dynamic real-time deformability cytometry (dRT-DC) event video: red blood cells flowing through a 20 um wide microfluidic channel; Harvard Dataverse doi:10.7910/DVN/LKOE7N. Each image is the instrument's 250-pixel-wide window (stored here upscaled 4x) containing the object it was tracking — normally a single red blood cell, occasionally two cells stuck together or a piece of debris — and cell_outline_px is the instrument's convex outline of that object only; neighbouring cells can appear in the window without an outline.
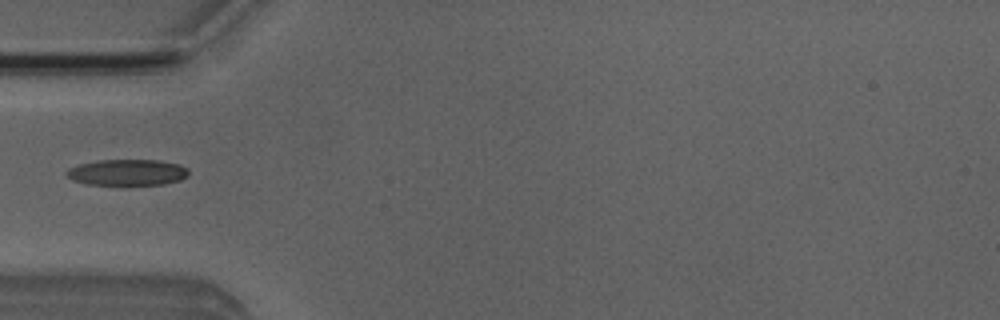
{"species": "Egyptian fruit bat (a non-hibernating species)", "species_latin": "Rousettus aegyptiacus", "temperature_condition": "room temperature", "stored_images_in_passage": 1, "camera_frame_rate_fps": 3000, "um_per_image_px": 0.085, "animal": {"sex": "male"}, "frame": {"image": 1, "passage_image": 1, "time_ms": 0.0, "image_size_px": [1000, 320], "cell_outline_px": [[188, 176], [180, 180], [164, 184], [120, 188], [84, 184], [72, 180], [64, 176], [64, 172], [68, 168], [80, 164], [100, 160], [160, 160], [180, 164], [188, 168]], "centroid_in_image_um": [10.78, 14.71], "position_along_channel_um": 74.2, "area_um2": 19.83}}